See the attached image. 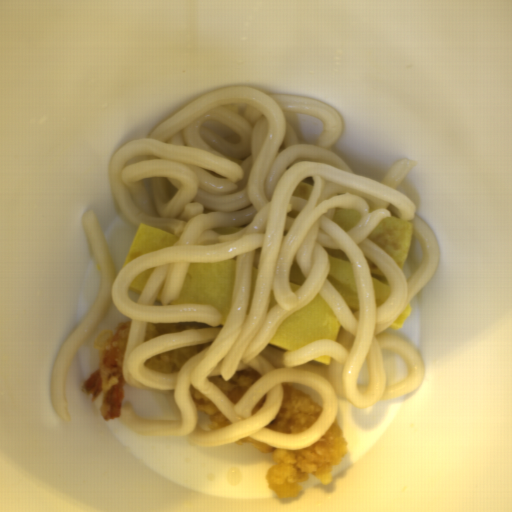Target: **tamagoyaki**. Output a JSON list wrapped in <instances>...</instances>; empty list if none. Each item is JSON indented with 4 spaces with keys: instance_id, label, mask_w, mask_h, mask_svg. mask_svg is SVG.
<instances>
[{
    "instance_id": "1",
    "label": "tamagoyaki",
    "mask_w": 512,
    "mask_h": 512,
    "mask_svg": "<svg viewBox=\"0 0 512 512\" xmlns=\"http://www.w3.org/2000/svg\"><path fill=\"white\" fill-rule=\"evenodd\" d=\"M235 272V256L219 262L189 264L182 289L169 305L211 306L218 310L220 326H224L231 308Z\"/></svg>"
},
{
    "instance_id": "2",
    "label": "tamagoyaki",
    "mask_w": 512,
    "mask_h": 512,
    "mask_svg": "<svg viewBox=\"0 0 512 512\" xmlns=\"http://www.w3.org/2000/svg\"><path fill=\"white\" fill-rule=\"evenodd\" d=\"M341 321L321 293L279 325L268 344L291 351L319 340H337Z\"/></svg>"
},
{
    "instance_id": "3",
    "label": "tamagoyaki",
    "mask_w": 512,
    "mask_h": 512,
    "mask_svg": "<svg viewBox=\"0 0 512 512\" xmlns=\"http://www.w3.org/2000/svg\"><path fill=\"white\" fill-rule=\"evenodd\" d=\"M367 237L403 270L412 245L411 221L395 216L386 217Z\"/></svg>"
},
{
    "instance_id": "4",
    "label": "tamagoyaki",
    "mask_w": 512,
    "mask_h": 512,
    "mask_svg": "<svg viewBox=\"0 0 512 512\" xmlns=\"http://www.w3.org/2000/svg\"><path fill=\"white\" fill-rule=\"evenodd\" d=\"M329 256L330 268L328 282L345 302L355 319L359 322V293L349 256L342 249L324 248Z\"/></svg>"
},
{
    "instance_id": "5",
    "label": "tamagoyaki",
    "mask_w": 512,
    "mask_h": 512,
    "mask_svg": "<svg viewBox=\"0 0 512 512\" xmlns=\"http://www.w3.org/2000/svg\"><path fill=\"white\" fill-rule=\"evenodd\" d=\"M178 239L177 233L159 229L142 222L136 229L122 269L128 263L146 253L170 247Z\"/></svg>"
},
{
    "instance_id": "6",
    "label": "tamagoyaki",
    "mask_w": 512,
    "mask_h": 512,
    "mask_svg": "<svg viewBox=\"0 0 512 512\" xmlns=\"http://www.w3.org/2000/svg\"><path fill=\"white\" fill-rule=\"evenodd\" d=\"M365 258L372 279L375 305L376 308L381 307L386 302V300L391 296L392 289L390 286V282L384 275V273L376 266V264L370 258L366 256Z\"/></svg>"
},
{
    "instance_id": "7",
    "label": "tamagoyaki",
    "mask_w": 512,
    "mask_h": 512,
    "mask_svg": "<svg viewBox=\"0 0 512 512\" xmlns=\"http://www.w3.org/2000/svg\"><path fill=\"white\" fill-rule=\"evenodd\" d=\"M357 209L337 208L332 220L346 233L351 231L361 218Z\"/></svg>"
},
{
    "instance_id": "8",
    "label": "tamagoyaki",
    "mask_w": 512,
    "mask_h": 512,
    "mask_svg": "<svg viewBox=\"0 0 512 512\" xmlns=\"http://www.w3.org/2000/svg\"><path fill=\"white\" fill-rule=\"evenodd\" d=\"M306 277L303 275L296 256L294 255L289 272V288L293 293H297L304 285Z\"/></svg>"
},
{
    "instance_id": "9",
    "label": "tamagoyaki",
    "mask_w": 512,
    "mask_h": 512,
    "mask_svg": "<svg viewBox=\"0 0 512 512\" xmlns=\"http://www.w3.org/2000/svg\"><path fill=\"white\" fill-rule=\"evenodd\" d=\"M313 187H314V185L312 182L300 181L298 183V185L296 186L291 197L309 201L311 194H312Z\"/></svg>"
},
{
    "instance_id": "10",
    "label": "tamagoyaki",
    "mask_w": 512,
    "mask_h": 512,
    "mask_svg": "<svg viewBox=\"0 0 512 512\" xmlns=\"http://www.w3.org/2000/svg\"><path fill=\"white\" fill-rule=\"evenodd\" d=\"M154 268V267H153ZM153 268L146 270L145 272L141 273L137 277L134 278V280L129 285L128 290L133 291L135 293H138L141 295L142 290L153 270Z\"/></svg>"
},
{
    "instance_id": "11",
    "label": "tamagoyaki",
    "mask_w": 512,
    "mask_h": 512,
    "mask_svg": "<svg viewBox=\"0 0 512 512\" xmlns=\"http://www.w3.org/2000/svg\"><path fill=\"white\" fill-rule=\"evenodd\" d=\"M412 309L409 304V302L406 304V306L403 308V310L400 312V314L397 316V318L392 322V324L388 327L389 330H398L403 327L406 320L408 319Z\"/></svg>"
},
{
    "instance_id": "12",
    "label": "tamagoyaki",
    "mask_w": 512,
    "mask_h": 512,
    "mask_svg": "<svg viewBox=\"0 0 512 512\" xmlns=\"http://www.w3.org/2000/svg\"><path fill=\"white\" fill-rule=\"evenodd\" d=\"M257 272H258L257 267L252 266L250 291H249L246 315H249L250 310H251V305H252L254 290H255V284H256V278H257Z\"/></svg>"
},
{
    "instance_id": "13",
    "label": "tamagoyaki",
    "mask_w": 512,
    "mask_h": 512,
    "mask_svg": "<svg viewBox=\"0 0 512 512\" xmlns=\"http://www.w3.org/2000/svg\"><path fill=\"white\" fill-rule=\"evenodd\" d=\"M277 306V303L275 301V295H274V290L271 289V292H270V296H269V302H268V308H267V311L268 313L274 308Z\"/></svg>"
},
{
    "instance_id": "14",
    "label": "tamagoyaki",
    "mask_w": 512,
    "mask_h": 512,
    "mask_svg": "<svg viewBox=\"0 0 512 512\" xmlns=\"http://www.w3.org/2000/svg\"><path fill=\"white\" fill-rule=\"evenodd\" d=\"M313 360H316L318 362H321V363H324V364H327V365H330L331 363V360H332V357H330L329 355H322V356H318L316 357L315 359Z\"/></svg>"
},
{
    "instance_id": "15",
    "label": "tamagoyaki",
    "mask_w": 512,
    "mask_h": 512,
    "mask_svg": "<svg viewBox=\"0 0 512 512\" xmlns=\"http://www.w3.org/2000/svg\"><path fill=\"white\" fill-rule=\"evenodd\" d=\"M164 284H165V281L163 282V284L161 285V287L157 291L156 297H155V301L160 302L162 304H163L162 296H163Z\"/></svg>"
}]
</instances>
